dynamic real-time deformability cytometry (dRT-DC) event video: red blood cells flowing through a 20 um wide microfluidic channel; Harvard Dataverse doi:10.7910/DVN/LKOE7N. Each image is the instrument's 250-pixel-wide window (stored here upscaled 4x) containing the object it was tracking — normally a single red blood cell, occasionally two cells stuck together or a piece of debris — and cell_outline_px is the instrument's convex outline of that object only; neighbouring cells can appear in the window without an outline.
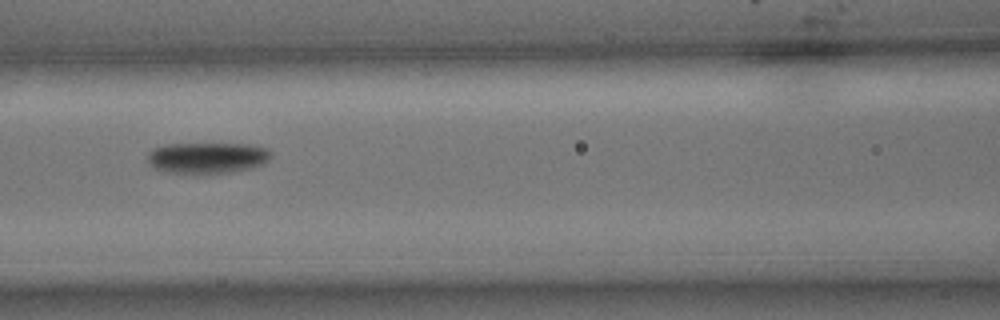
{"species": "common noctule bat (a hibernating species)", "species_latin": "Nyctalus noctula", "temperature_condition": "cold", "stored_images_in_passage": 10, "camera_frame_rate_fps": 3000, "um_per_image_px": 0.085, "animal": {"sex": "male", "body_mass_g": 15.6}, "frame": {"image": 1, "passage_image": 7, "time_ms": 2.0, "image_size_px": [1000, 320], "cell_outline_px": [[272, 156], [264, 164], [252, 168], [204, 176], [196, 176], [168, 172], [152, 168], [148, 164], [148, 152], [152, 148], [168, 144], [248, 144], [264, 148]], "centroid_in_image_um": [17.55, 13.46], "position_along_channel_um": 149.1, "area_um2": 23.0}}
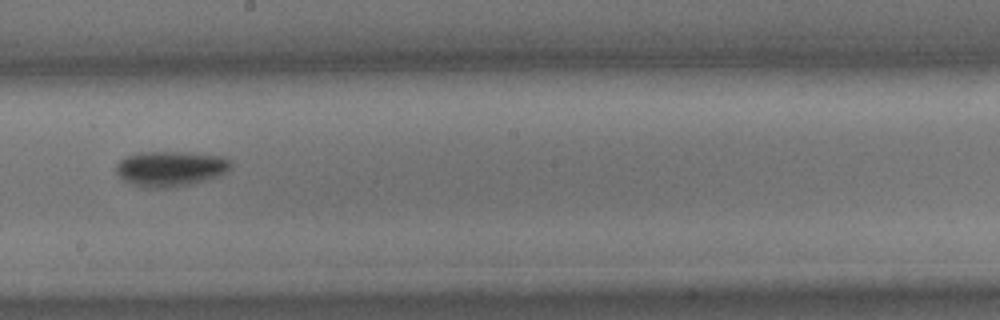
{"frame": {"image": 2, "passage_image": 9, "time_ms": 2.667, "image_size_px": [1000, 320], "cell_outline_px": [[232, 168], [228, 172], [220, 176], [192, 184], [172, 188], [140, 188], [124, 180], [116, 172], [116, 164], [120, 160], [128, 156], [140, 152], [188, 152], [224, 156], [232, 160]], "centroid_in_image_um": [14.55, 14.34], "position_along_channel_um": 233.6, "area_um2": 24.1}}
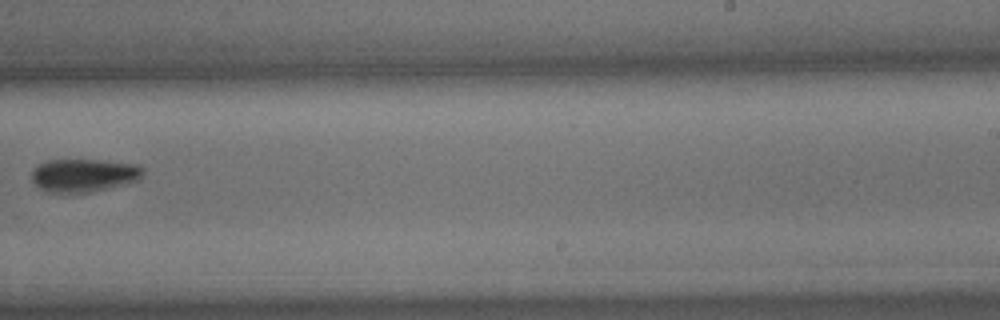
{"frame": {"image": 3, "passage_image": 10, "time_ms": 3.0, "image_size_px": [1000, 320], "cell_outline_px": [[144, 172], [136, 180], [88, 192], [48, 192], [40, 188], [32, 180], [32, 172], [40, 164], [48, 160], [96, 160], [140, 164], [144, 168]], "centroid_in_image_um": [7.12, 14.88], "position_along_channel_um": 281.9, "area_um2": 20.92}}